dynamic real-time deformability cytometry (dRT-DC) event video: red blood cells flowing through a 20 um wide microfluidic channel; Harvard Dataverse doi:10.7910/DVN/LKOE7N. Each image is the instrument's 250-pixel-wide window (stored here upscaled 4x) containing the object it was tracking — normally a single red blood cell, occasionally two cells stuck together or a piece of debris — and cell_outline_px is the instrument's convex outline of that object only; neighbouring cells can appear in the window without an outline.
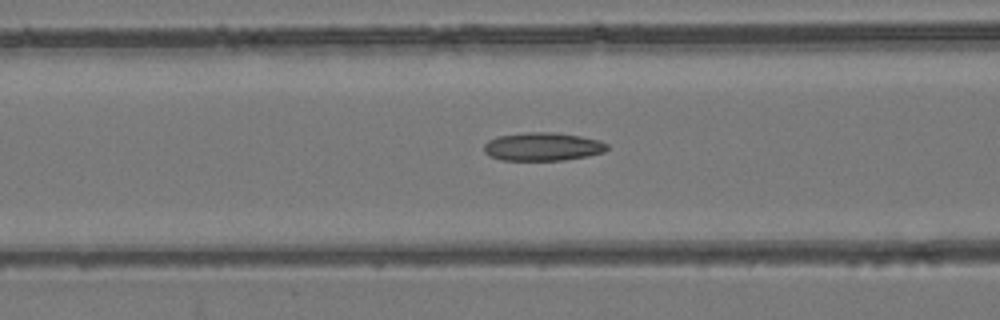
{"species": "common noctule bat (a hibernating species)", "species_latin": "Nyctalus noctula", "temperature_condition": "room temperature", "stored_images_in_passage": 54, "camera_frame_rate_fps": 3000, "um_per_image_px": 0.085, "animal": {"sex": "female", "body_mass_g": 24.6, "forearm_length_mm": 56.2}, "frame": {"image": 1, "passage_image": 22, "time_ms": 7.0, "image_size_px": [1000, 320], "cell_outline_px": [[608, 148], [604, 152], [588, 156], [564, 160], [500, 160], [488, 156], [484, 152], [484, 144], [488, 140], [496, 136], [528, 132], [552, 132], [580, 136], [600, 140], [608, 144]], "centroid_in_image_um": [46.11, 12.47], "position_along_channel_um": 120.5, "area_um2": 20.46}}
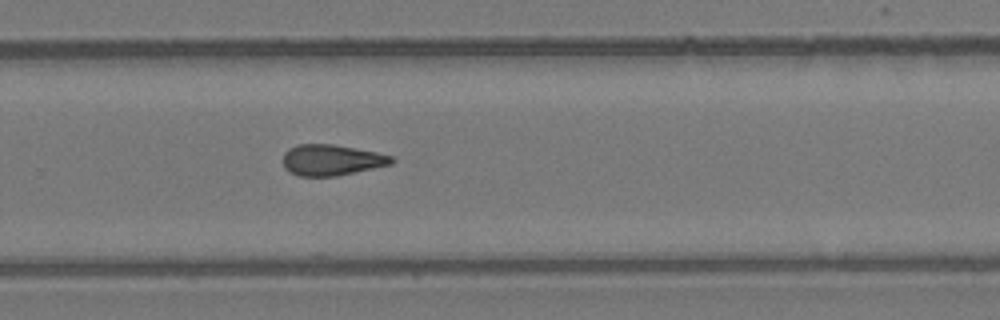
{"frame": {"image": 2, "passage_image": 36, "time_ms": 11.667, "image_size_px": [1000, 320], "cell_outline_px": [[396, 160], [392, 164], [336, 176], [300, 176], [288, 172], [284, 168], [284, 152], [288, 148], [296, 144], [332, 144], [356, 148], [376, 152], [392, 156]], "centroid_in_image_um": [28.17, 13.6], "position_along_channel_um": 301.6, "area_um2": 19.65}}
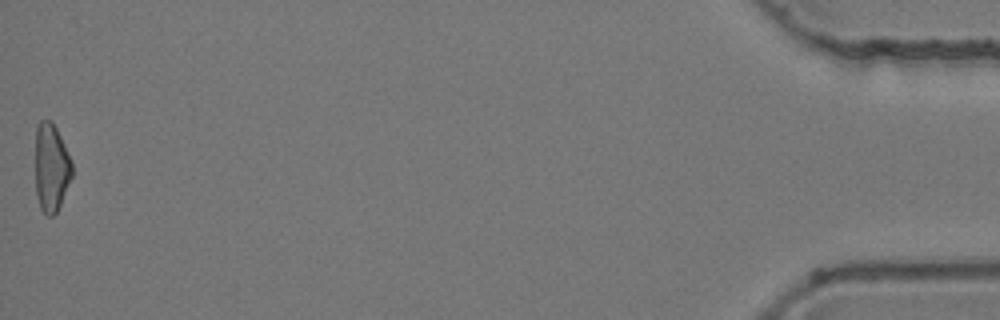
{"frame": {"image": 3, "passage_image": 54, "time_ms": 17.667, "image_size_px": [1000, 320], "cell_outline_px": [[72, 176], [60, 204], [56, 212], [52, 216], [48, 216], [40, 208], [36, 196], [36, 124], [40, 120], [52, 120], [72, 160]], "centroid_in_image_um": [4.35, 14.22], "position_along_channel_um": 430.8, "area_um2": 18.84}, "authors_computed_cell_mechanics": {"area_um2": 19.9121, "velocity_mm_per_s": 3.8836, "shape_relaxation_time_tau1_ms": null, "shape_relaxation_time_tau2_ms": 6.0787, "deformation_change_tau1": null, "deformation_change_tau2": 0.159}}